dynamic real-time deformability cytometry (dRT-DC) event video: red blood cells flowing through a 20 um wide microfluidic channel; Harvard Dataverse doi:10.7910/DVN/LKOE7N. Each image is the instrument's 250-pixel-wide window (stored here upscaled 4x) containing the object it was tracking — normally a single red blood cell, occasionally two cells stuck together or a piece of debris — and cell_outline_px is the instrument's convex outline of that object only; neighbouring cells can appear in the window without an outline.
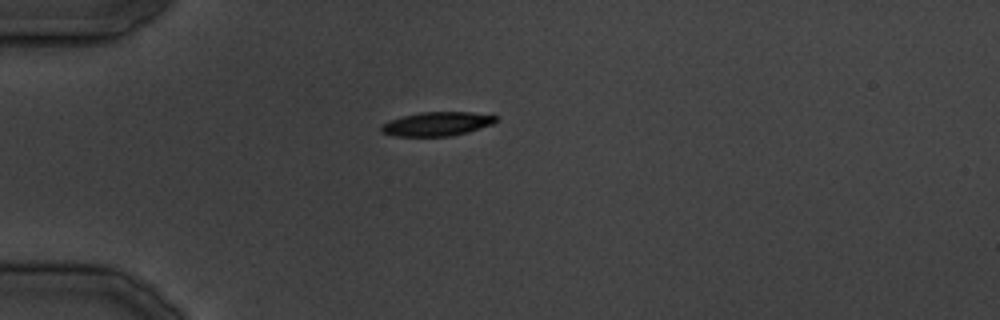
{"species": "common noctule bat (a hibernating species)", "species_latin": "Nyctalus noctula", "temperature_condition": "cold", "stored_images_in_passage": 28, "camera_frame_rate_fps": 3000, "um_per_image_px": 0.085, "animal": {"sex": "male", "body_mass_g": 19.5, "forearm_length_mm": 54.6}, "frame": {"image": 1, "passage_image": 1, "time_ms": 0.0, "image_size_px": [1000, 320], "cell_outline_px": [[500, 120], [492, 124], [468, 132], [452, 136], [396, 136], [380, 132], [380, 124], [388, 120], [420, 112], [472, 112], [500, 116]], "centroid_in_image_um": [37.16, 10.53], "position_along_channel_um": 47.8, "area_um2": 16.24}}
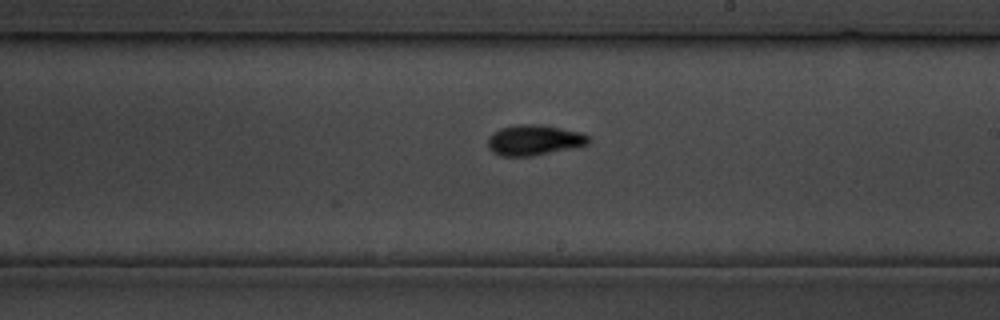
{"frame": {"image": 2, "passage_image": 13, "time_ms": 14.333, "image_size_px": [1000, 320], "cell_outline_px": [[592, 140], [588, 144], [572, 148], [532, 156], [500, 156], [492, 152], [488, 148], [488, 140], [500, 128], [516, 124], [532, 124], [584, 132], [592, 136]], "centroid_in_image_um": [45.45, 11.92], "position_along_channel_um": 243.5, "area_um2": 17.86}}
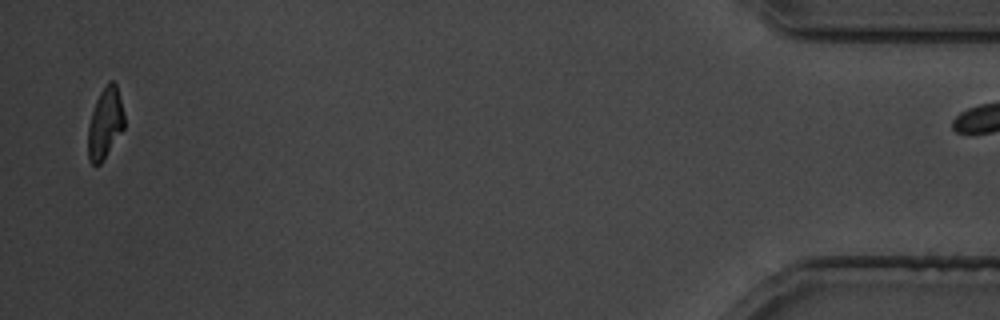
{"frame": {"image": 3, "passage_image": 27, "time_ms": 31.667, "image_size_px": [1000, 320], "cell_outline_px": [[124, 128], [104, 160], [100, 164], [92, 164], [88, 160], [88, 128], [92, 112], [96, 100], [100, 92], [108, 80], [112, 80], [116, 84], [124, 112]], "centroid_in_image_um": [8.94, 10.48], "position_along_channel_um": 426.3, "area_um2": 15.03}}